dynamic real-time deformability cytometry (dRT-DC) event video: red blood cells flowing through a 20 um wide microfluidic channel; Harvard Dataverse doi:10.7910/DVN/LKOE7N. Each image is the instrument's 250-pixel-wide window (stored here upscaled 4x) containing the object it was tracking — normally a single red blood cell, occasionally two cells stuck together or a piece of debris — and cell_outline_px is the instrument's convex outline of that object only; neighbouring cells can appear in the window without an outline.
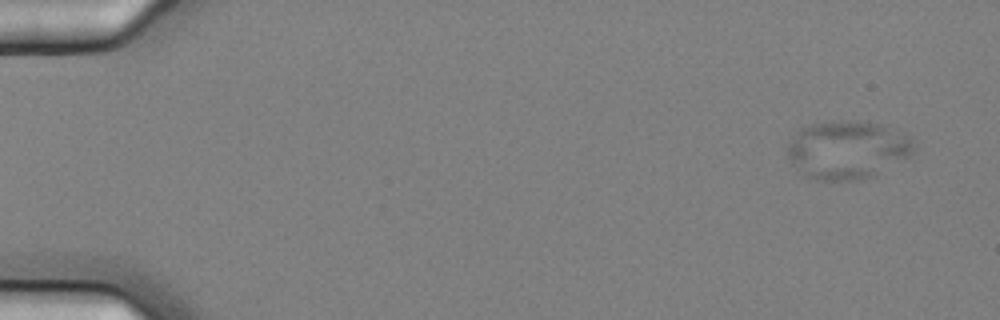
{"species": "common noctule bat (a hibernating species)", "species_latin": "Nyctalus noctula", "temperature_condition": "cold", "stored_images_in_passage": 6, "camera_frame_rate_fps": 3000, "um_per_image_px": 0.085, "animal": {"sex": "female", "body_mass_g": 25.1}, "frame": {"image": 1, "passage_image": 1, "time_ms": 0.0, "image_size_px": [1000, 320], "cell_outline_px": [[916, 148], [912, 156], [876, 176], [860, 180], [816, 180], [804, 176], [792, 164], [788, 156], [788, 144], [800, 128], [812, 124], [840, 120], [856, 120], [880, 124], [904, 132], [912, 140]], "centroid_in_image_um": [72.08, 12.74], "position_along_channel_um": 12.9, "area_um2": 43.52}}
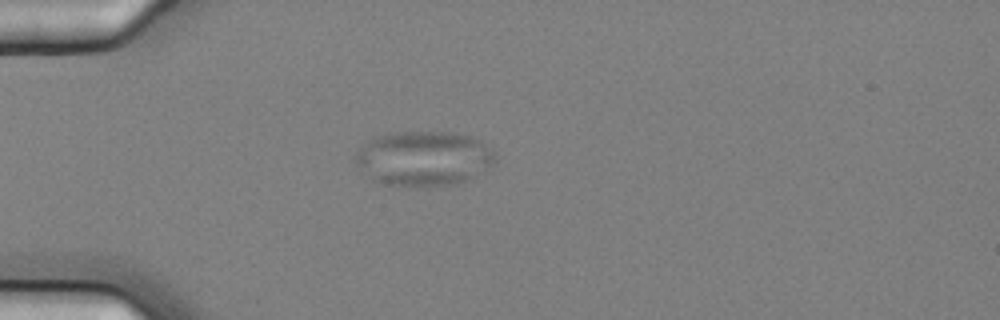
{"frame": {"image": 2, "passage_image": 5, "time_ms": 1.333, "image_size_px": [1000, 320], "cell_outline_px": [[496, 164], [464, 180], [452, 184], [384, 184], [372, 180], [352, 160], [352, 156], [372, 136], [392, 132], [452, 132], [472, 136], [480, 140], [492, 148], [496, 152]], "centroid_in_image_um": [36.0, 13.41], "position_along_channel_um": 49.0, "area_um2": 44.45}}